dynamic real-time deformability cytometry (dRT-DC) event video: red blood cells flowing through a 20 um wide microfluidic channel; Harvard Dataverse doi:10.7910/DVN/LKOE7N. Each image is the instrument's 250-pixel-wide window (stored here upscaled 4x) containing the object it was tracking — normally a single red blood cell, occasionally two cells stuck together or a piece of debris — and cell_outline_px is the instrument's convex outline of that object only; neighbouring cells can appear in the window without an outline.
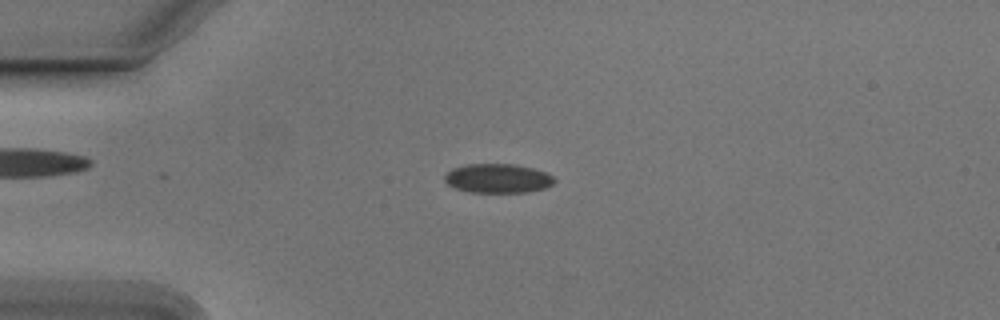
{"species": "Egyptian fruit bat (a non-hibernating species)", "species_latin": "Rousettus aegyptiacus", "temperature_condition": "cold", "stored_images_in_passage": 51, "camera_frame_rate_fps": 3000, "um_per_image_px": 0.085, "animal": {"sex": "male"}, "frame": {"image": 1, "passage_image": 11, "time_ms": 3.333, "image_size_px": [1000, 320], "cell_outline_px": [[556, 180], [552, 184], [544, 188], [528, 192], [468, 192], [456, 188], [448, 184], [444, 180], [444, 176], [452, 168], [468, 164], [516, 164], [532, 168], [544, 172], [552, 176]], "centroid_in_image_um": [42.3, 15.16], "position_along_channel_um": 42.7, "area_um2": 18.55}}
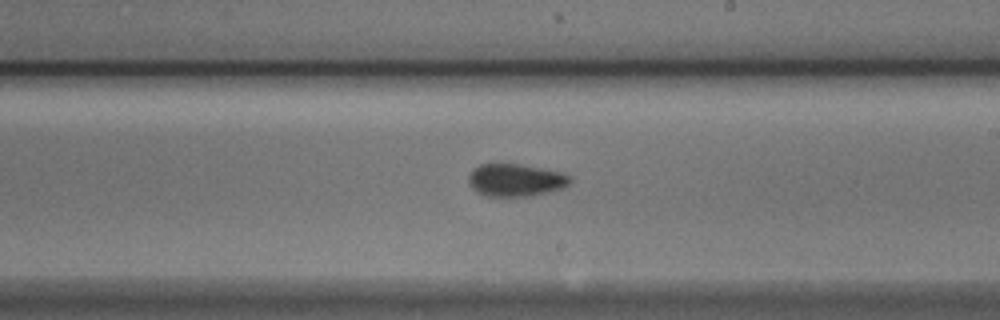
{"frame": {"image": 2, "passage_image": 29, "time_ms": 9.333, "image_size_px": [1000, 320], "cell_outline_px": [[572, 180], [564, 188], [532, 196], [484, 196], [476, 192], [472, 188], [468, 180], [468, 176], [480, 164], [516, 164], [540, 168], [560, 172], [572, 176]], "centroid_in_image_um": [43.84, 15.32], "position_along_channel_um": 245.2, "area_um2": 19.19}}
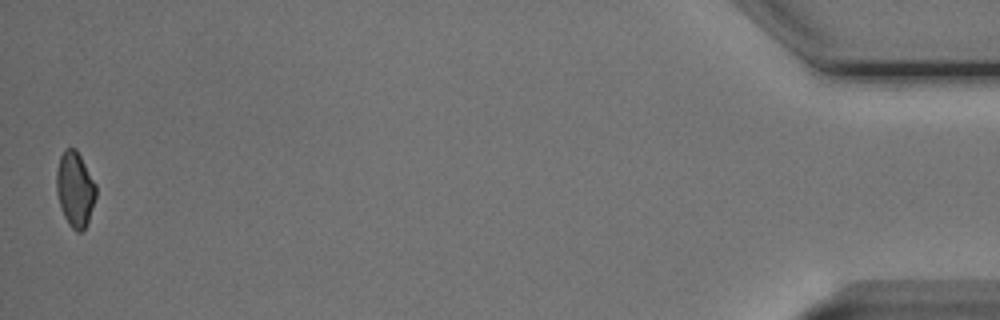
{"frame": {"image": 3, "passage_image": 51, "time_ms": 16.667, "image_size_px": [1000, 320], "cell_outline_px": [[96, 196], [88, 220], [84, 228], [80, 232], [76, 232], [68, 224], [60, 208], [56, 192], [56, 172], [60, 156], [64, 148], [76, 148], [96, 184]], "centroid_in_image_um": [6.36, 16.07], "position_along_channel_um": 428.8, "area_um2": 17.34}, "authors_computed_cell_mechanics": {"area_um2": 18.5538, "velocity_mm_per_s": 3.7857, "shape_relaxation_time_tau1_ms": 2.8518, "shape_relaxation_time_tau2_ms": 1.9327, "deformation_change_tau1": 0.0748, "deformation_change_tau2": 0.0655}}